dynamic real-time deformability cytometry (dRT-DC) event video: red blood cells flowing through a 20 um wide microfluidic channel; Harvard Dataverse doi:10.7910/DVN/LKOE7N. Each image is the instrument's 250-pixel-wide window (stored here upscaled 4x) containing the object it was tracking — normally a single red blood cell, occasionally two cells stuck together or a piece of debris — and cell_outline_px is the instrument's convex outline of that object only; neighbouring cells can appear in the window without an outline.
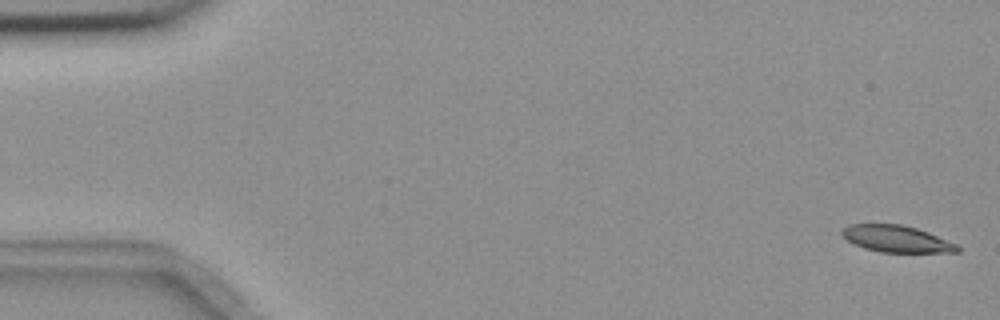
{"species": "common noctule bat (a hibernating species)", "species_latin": "Nyctalus noctula", "temperature_condition": "room temperature", "stored_images_in_passage": 6, "camera_frame_rate_fps": 3000, "um_per_image_px": 0.085, "animal": {"sex": "female", "body_mass_g": 18.4}, "frame": {"image": 1, "passage_image": 1, "time_ms": 0.0, "image_size_px": [1000, 320], "cell_outline_px": [[960, 252], [880, 252], [864, 248], [848, 240], [840, 232], [848, 224], [900, 224], [916, 228], [928, 232], [956, 244], [960, 248]], "centroid_in_image_um": [76.21, 20.3], "position_along_channel_um": 8.8, "area_um2": 17.74}}
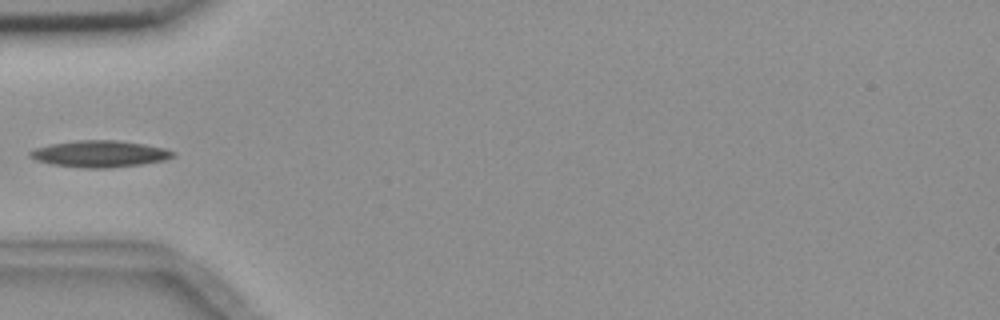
{"frame": {"image": 2, "passage_image": 6, "time_ms": 5.667, "image_size_px": [1000, 320], "cell_outline_px": [[176, 156], [164, 160], [140, 164], [108, 168], [84, 168], [52, 164], [36, 160], [28, 156], [28, 152], [36, 148], [52, 144], [76, 140], [116, 140], [144, 144], [164, 148], [176, 152]], "centroid_in_image_um": [8.48, 13.07], "position_along_channel_um": 76.5, "area_um2": 22.08}}